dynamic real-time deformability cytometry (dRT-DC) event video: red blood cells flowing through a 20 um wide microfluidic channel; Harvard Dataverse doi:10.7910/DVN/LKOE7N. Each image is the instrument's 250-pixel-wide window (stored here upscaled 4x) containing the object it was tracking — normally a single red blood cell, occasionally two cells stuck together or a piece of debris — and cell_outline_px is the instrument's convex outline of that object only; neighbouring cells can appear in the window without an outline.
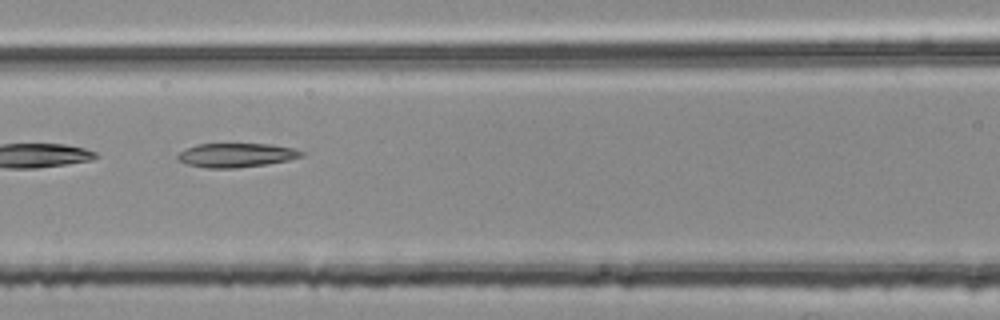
{"species": "common noctule bat (a hibernating species)", "species_latin": "Nyctalus noctula", "temperature_condition": "room temperature", "stored_images_in_passage": 5, "camera_frame_rate_fps": 3000, "um_per_image_px": 0.085, "animal": {"sex": "female", "body_mass_g": 25.1}, "frame": {"image": 1, "passage_image": 5, "time_ms": 1.333, "image_size_px": [1000, 320], "cell_outline_px": [[304, 156], [288, 160], [268, 164], [236, 168], [208, 168], [188, 164], [176, 160], [176, 156], [184, 148], [196, 144], [272, 144], [292, 148], [304, 152]], "centroid_in_image_um": [20.06, 13.19], "position_along_channel_um": 146.5, "area_um2": 17.46}}